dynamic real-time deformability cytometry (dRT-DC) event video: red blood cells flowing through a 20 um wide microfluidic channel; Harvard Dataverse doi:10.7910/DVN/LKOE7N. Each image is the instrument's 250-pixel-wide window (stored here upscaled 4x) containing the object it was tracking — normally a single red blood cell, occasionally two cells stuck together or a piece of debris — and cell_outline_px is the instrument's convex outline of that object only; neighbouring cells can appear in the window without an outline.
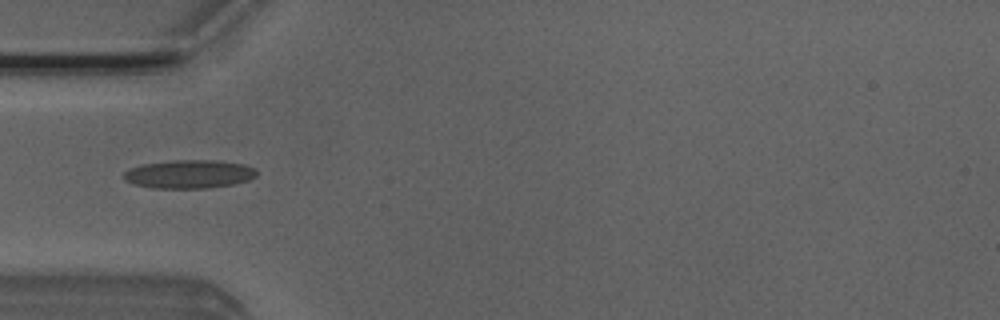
{"species": "Egyptian fruit bat (a non-hibernating species)", "species_latin": "Rousettus aegyptiacus", "temperature_condition": "room temperature", "stored_images_in_passage": 7, "camera_frame_rate_fps": 3000, "um_per_image_px": 0.085, "animal": {"sex": "male"}, "frame": {"image": 1, "passage_image": 3, "time_ms": 0.667, "image_size_px": [1000, 320], "cell_outline_px": [[256, 176], [248, 180], [232, 184], [208, 188], [152, 188], [132, 184], [124, 180], [124, 172], [128, 168], [140, 164], [172, 160], [216, 160], [244, 164], [256, 168]], "centroid_in_image_um": [16.04, 14.79], "position_along_channel_um": 69.0, "area_um2": 22.25}}
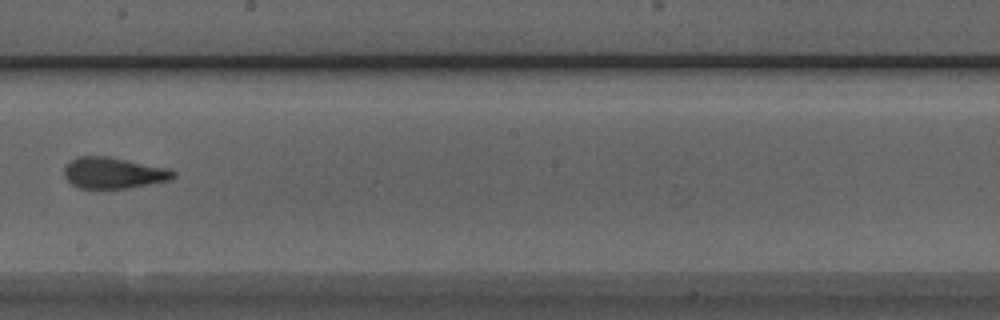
{"frame": {"image": 2, "passage_image": 7, "time_ms": 2.0, "image_size_px": [1000, 320], "cell_outline_px": [[176, 176], [172, 180], [128, 188], [76, 188], [64, 176], [64, 168], [72, 160], [80, 156], [108, 156], [172, 168], [176, 172]], "centroid_in_image_um": [9.72, 14.69], "position_along_channel_um": 238.5, "area_um2": 20.06}}